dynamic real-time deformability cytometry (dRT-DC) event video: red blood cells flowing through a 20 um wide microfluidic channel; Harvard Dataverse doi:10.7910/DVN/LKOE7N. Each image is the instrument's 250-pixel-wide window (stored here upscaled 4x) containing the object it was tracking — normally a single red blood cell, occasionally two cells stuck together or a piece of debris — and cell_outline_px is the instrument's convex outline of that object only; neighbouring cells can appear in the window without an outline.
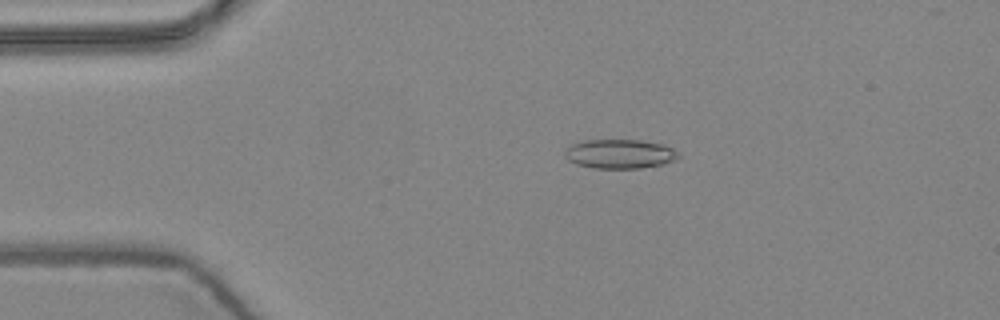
{"species": "common noctule bat (a hibernating species)", "species_latin": "Nyctalus noctula", "temperature_condition": "warm", "stored_images_in_passage": 7, "camera_frame_rate_fps": 3000, "um_per_image_px": 0.085, "animal": {"sex": "female", "body_mass_g": 24.6, "forearm_length_mm": 56.2}, "frame": {"image": 1, "passage_image": 4, "time_ms": 1.0, "image_size_px": [1000, 320], "cell_outline_px": [[680, 156], [676, 160], [664, 164], [640, 168], [592, 168], [576, 164], [568, 160], [564, 156], [564, 148], [572, 144], [584, 140], [640, 140], [664, 144], [672, 148]], "centroid_in_image_um": [52.66, 13.08], "position_along_channel_um": 32.3, "area_um2": 19.54}}